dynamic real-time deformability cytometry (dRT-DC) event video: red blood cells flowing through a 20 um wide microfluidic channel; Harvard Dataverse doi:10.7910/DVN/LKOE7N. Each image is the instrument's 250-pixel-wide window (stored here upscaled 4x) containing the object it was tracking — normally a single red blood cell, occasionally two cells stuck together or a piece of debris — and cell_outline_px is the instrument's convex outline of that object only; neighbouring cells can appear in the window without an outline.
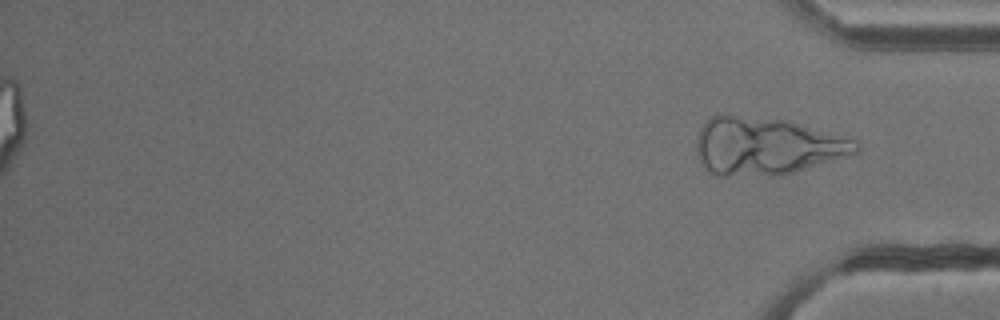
{"species": "common noctule bat (a hibernating species)", "species_latin": "Nyctalus noctula", "temperature_condition": "cold", "stored_images_in_passage": 48, "segment_of_instrument_passage": [2, 2], "camera_frame_rate_fps": 3000, "um_per_image_px": 0.085, "animal": {"sex": "male", "body_mass_g": 13.3}, "frame": {"image": 1, "passage_image": 48, "time_ms": 15.667, "image_size_px": [1000, 320], "cell_outline_px": [[860, 152], [780, 176], [716, 176], [700, 160], [696, 148], [696, 136], [704, 120], [716, 112], [784, 120], [856, 140], [860, 144]], "centroid_in_image_um": [65.09, 12.41], "position_along_channel_um": 370.1, "area_um2": 53.87}}